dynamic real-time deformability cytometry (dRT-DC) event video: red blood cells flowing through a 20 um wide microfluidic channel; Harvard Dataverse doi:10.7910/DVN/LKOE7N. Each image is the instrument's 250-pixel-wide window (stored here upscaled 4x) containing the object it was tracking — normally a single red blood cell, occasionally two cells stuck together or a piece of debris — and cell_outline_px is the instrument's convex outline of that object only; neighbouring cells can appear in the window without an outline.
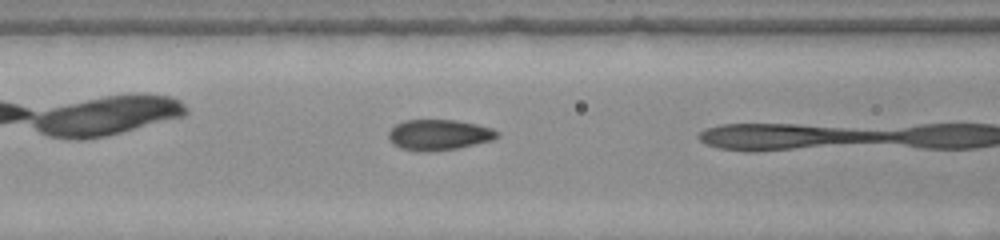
{"species": "common noctule bat (a hibernating species)", "species_latin": "Nyctalus noctula", "temperature_condition": "warm", "stored_images_in_passage": 10, "camera_frame_rate_fps": 3000, "um_per_image_px": 0.085, "animal": {"sex": "female", "body_mass_g": 22.0, "forearm_length_mm": 56.7}, "frame": {"image": 1, "passage_image": 6, "time_ms": 1.667, "image_size_px": [1000, 240], "cell_outline_px": [[500, 136], [492, 140], [460, 148], [428, 152], [416, 152], [400, 148], [392, 144], [388, 136], [388, 132], [396, 124], [404, 120], [456, 120], [476, 124], [492, 128], [500, 132]], "centroid_in_image_um": [37.31, 11.47], "position_along_channel_um": 129.3, "area_um2": 19.71}}
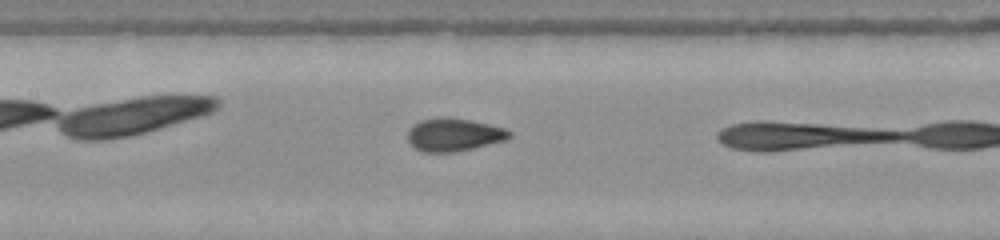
{"frame": {"image": 2, "passage_image": 9, "time_ms": 2.667, "image_size_px": [1000, 240], "cell_outline_px": [[512, 136], [504, 140], [456, 152], [420, 152], [408, 140], [408, 128], [412, 124], [420, 120], [468, 120], [488, 124], [504, 128], [512, 132]], "centroid_in_image_um": [38.57, 11.49], "position_along_channel_um": 168.8, "area_um2": 18.79}}